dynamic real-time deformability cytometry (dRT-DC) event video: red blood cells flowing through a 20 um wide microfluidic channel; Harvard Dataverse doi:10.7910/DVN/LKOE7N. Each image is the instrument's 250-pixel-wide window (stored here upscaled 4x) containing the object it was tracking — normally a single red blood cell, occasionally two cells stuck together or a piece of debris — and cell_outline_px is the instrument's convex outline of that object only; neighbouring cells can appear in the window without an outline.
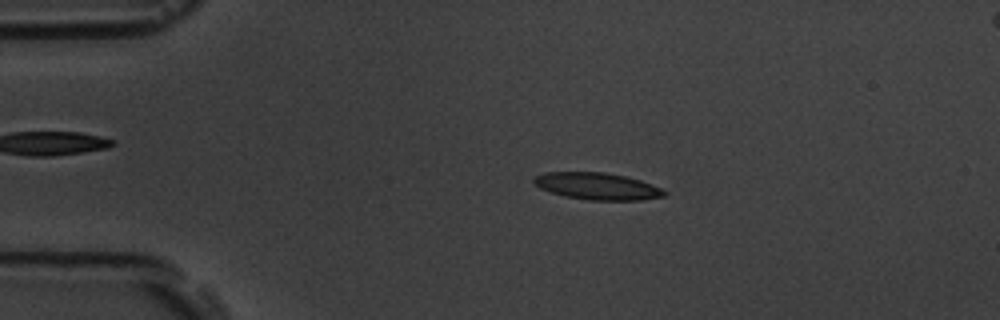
{"species": "common noctule bat (a hibernating species)", "species_latin": "Nyctalus noctula", "temperature_condition": "room temperature", "stored_images_in_passage": 46, "camera_frame_rate_fps": 3000, "um_per_image_px": 0.085, "animal": {"sex": "male", "body_mass_g": 19.5, "forearm_length_mm": 54.6}, "frame": {"image": 1, "passage_image": 11, "time_ms": 3.333, "image_size_px": [1000, 320], "cell_outline_px": [[668, 192], [664, 196], [640, 200], [588, 200], [564, 196], [540, 188], [532, 180], [532, 176], [544, 172], [604, 172], [624, 176], [640, 180], [652, 184]], "centroid_in_image_um": [50.74, 15.82], "position_along_channel_um": 34.3, "area_um2": 20.46}}
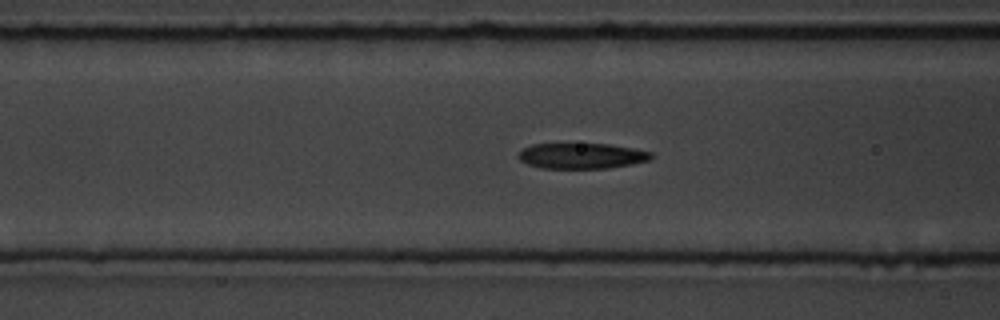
{"frame": {"image": 2, "passage_image": 21, "time_ms": 6.667, "image_size_px": [1000, 320], "cell_outline_px": [[652, 160], [632, 164], [608, 168], [540, 168], [528, 164], [520, 160], [516, 156], [520, 148], [532, 144], [608, 144], [632, 148], [652, 152]], "centroid_in_image_um": [49.4, 13.25], "position_along_channel_um": 117.2, "area_um2": 19.94}}
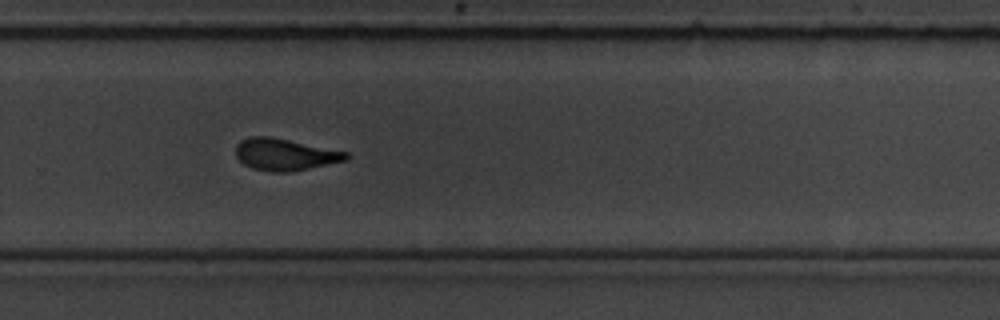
{"frame": {"image": 3, "passage_image": 36, "time_ms": 11.667, "image_size_px": [1000, 320], "cell_outline_px": [[352, 156], [348, 160], [292, 172], [272, 172], [252, 168], [244, 164], [236, 156], [236, 144], [240, 140], [252, 136], [272, 136], [348, 152]], "centroid_in_image_um": [24.25, 13.13], "position_along_channel_um": 305.6, "area_um2": 20.75}, "authors_computed_cell_mechanics": {"area_um2": 20.6057, "velocity_mm_per_s": 3.782, "shape_relaxation_time_tau1_ms": 4.5943, "shape_relaxation_time_tau2_ms": 1.9267, "deformation_change_tau1": 0.1788, "deformation_change_tau2": 0.1076}}